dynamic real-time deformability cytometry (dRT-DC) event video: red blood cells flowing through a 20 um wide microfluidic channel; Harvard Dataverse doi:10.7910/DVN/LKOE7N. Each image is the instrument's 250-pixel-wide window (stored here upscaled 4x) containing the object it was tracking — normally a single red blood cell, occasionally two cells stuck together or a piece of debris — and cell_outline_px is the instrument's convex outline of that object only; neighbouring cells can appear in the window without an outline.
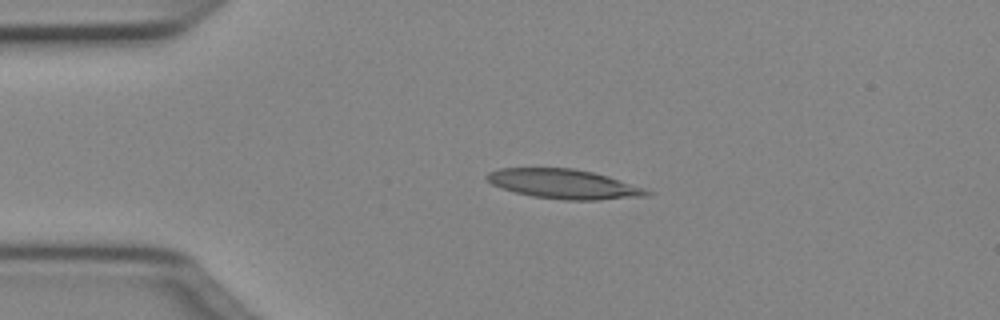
{"species": "Egyptian fruit bat (a non-hibernating species)", "species_latin": "Rousettus aegyptiacus", "temperature_condition": "cold", "stored_images_in_passage": 40, "camera_frame_rate_fps": 3000, "um_per_image_px": 0.085, "animal": {"sex": "female"}, "frame": {"image": 1, "passage_image": 1, "time_ms": 0.0, "image_size_px": [1000, 320], "cell_outline_px": [[652, 192], [648, 196], [596, 200], [564, 200], [532, 196], [516, 192], [492, 184], [484, 176], [488, 172], [500, 168], [572, 168], [592, 172], [608, 176], [644, 188]], "centroid_in_image_um": [47.93, 15.64], "position_along_channel_um": 37.1, "area_um2": 27.28}}
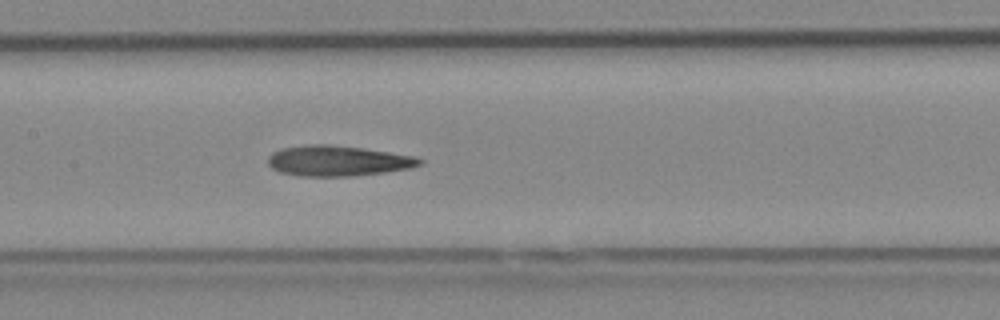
{"frame": {"image": 2, "passage_image": 14, "time_ms": 4.333, "image_size_px": [1000, 320], "cell_outline_px": [[424, 164], [408, 168], [384, 172], [352, 176], [300, 176], [280, 172], [272, 168], [268, 164], [268, 156], [272, 152], [280, 148], [308, 144], [328, 144], [364, 148], [416, 156], [424, 160]], "centroid_in_image_um": [28.71, 13.66], "position_along_channel_um": 178.7, "area_um2": 27.11}}
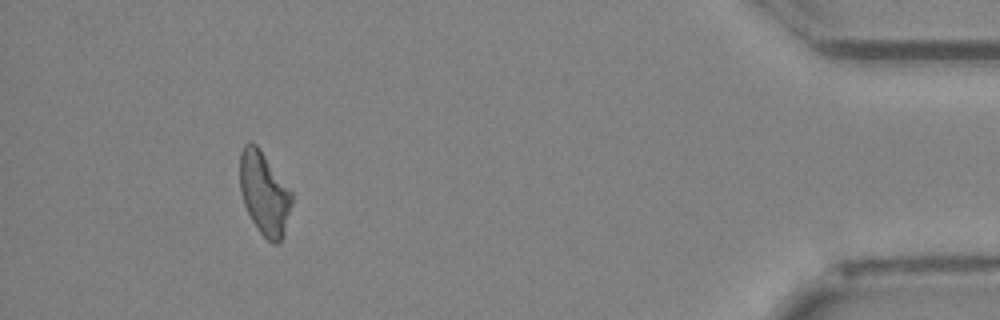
{"frame": {"image": 3, "passage_image": 36, "time_ms": 11.667, "image_size_px": [1000, 320], "cell_outline_px": [[292, 204], [284, 232], [280, 244], [272, 244], [260, 232], [252, 220], [244, 204], [240, 192], [240, 152], [244, 144], [256, 144], [260, 148], [292, 192]], "centroid_in_image_um": [22.46, 16.44], "position_along_channel_um": 412.7, "area_um2": 24.97}, "authors_computed_cell_mechanics": {"area_um2": 25.9811, "velocity_mm_per_s": 4.0306, "shape_relaxation_time_tau1_ms": 9.2277, "shape_relaxation_time_tau2_ms": 7.4467, "deformation_change_tau1": 0.2278, "deformation_change_tau2": 0.1957}}